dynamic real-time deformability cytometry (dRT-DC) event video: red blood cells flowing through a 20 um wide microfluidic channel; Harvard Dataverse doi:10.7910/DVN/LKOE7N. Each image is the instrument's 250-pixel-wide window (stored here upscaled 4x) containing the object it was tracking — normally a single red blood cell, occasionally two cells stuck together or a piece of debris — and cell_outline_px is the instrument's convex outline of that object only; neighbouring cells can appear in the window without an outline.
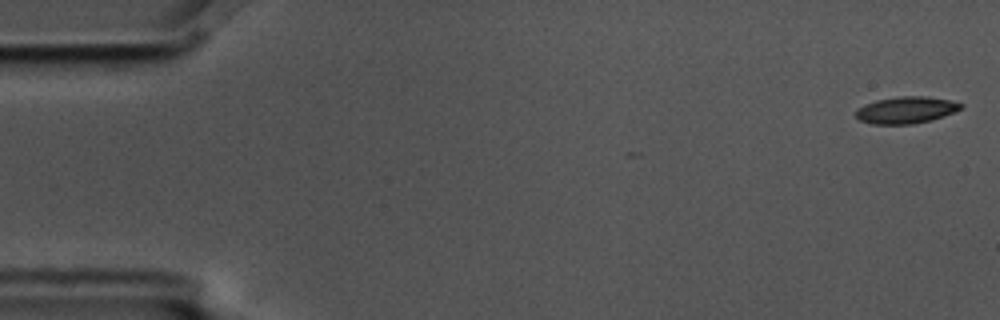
{"species": "common noctule bat (a hibernating species)", "species_latin": "Nyctalus noctula", "temperature_condition": "cold", "stored_images_in_passage": 5, "camera_frame_rate_fps": 3000, "um_per_image_px": 0.085, "animal": {"sex": "male", "body_mass_g": 17.5, "forearm_length_mm": 52.3}, "frame": {"image": 1, "passage_image": 1, "time_ms": 0.0, "image_size_px": [1000, 320], "cell_outline_px": [[964, 108], [944, 116], [932, 120], [912, 124], [872, 124], [860, 120], [856, 116], [856, 108], [864, 104], [876, 100], [900, 96], [924, 96], [948, 100], [964, 104]], "centroid_in_image_um": [77.02, 9.35], "position_along_channel_um": 8.0, "area_um2": 16.47}}
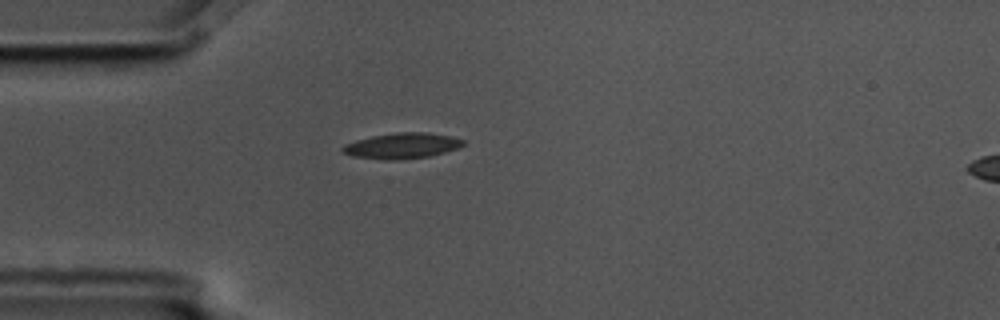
{"frame": {"image": 2, "passage_image": 5, "time_ms": 1.333, "image_size_px": [1000, 320], "cell_outline_px": [[464, 144], [460, 148], [428, 156], [396, 160], [388, 160], [352, 156], [340, 152], [340, 148], [344, 144], [356, 140], [372, 136], [396, 132], [424, 132], [452, 136], [464, 140]], "centroid_in_image_um": [34.14, 12.38], "position_along_channel_um": 50.9, "area_um2": 18.09}}